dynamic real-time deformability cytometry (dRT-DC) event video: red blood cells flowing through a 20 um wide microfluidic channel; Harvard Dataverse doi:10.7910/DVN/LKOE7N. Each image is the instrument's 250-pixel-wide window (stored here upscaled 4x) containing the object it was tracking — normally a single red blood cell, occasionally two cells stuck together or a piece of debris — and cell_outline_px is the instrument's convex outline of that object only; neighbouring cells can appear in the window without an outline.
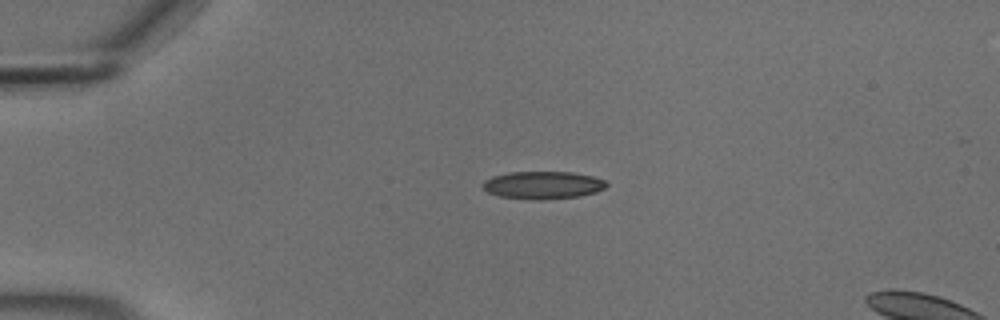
{"species": "common noctule bat (a hibernating species)", "species_latin": "Nyctalus noctula", "temperature_condition": "cold", "stored_images_in_passage": 53, "segment_of_instrument_passage": [1, 2], "camera_frame_rate_fps": 3000, "um_per_image_px": 0.085, "animal": {"sex": "male", "body_mass_g": 18.8}, "frame": {"image": 1, "passage_image": 10, "time_ms": 3.0, "image_size_px": [1000, 320], "cell_outline_px": [[608, 184], [604, 188], [596, 192], [580, 196], [544, 200], [532, 200], [500, 196], [488, 192], [480, 184], [484, 180], [492, 176], [508, 172], [572, 172], [592, 176], [604, 180]], "centroid_in_image_um": [46.12, 15.73], "position_along_channel_um": 38.9, "area_um2": 20.06}}
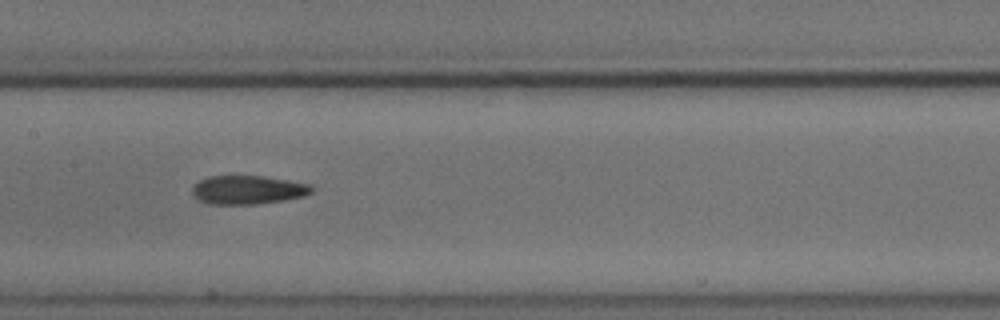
{"frame": {"image": 2, "passage_image": 25, "time_ms": 8.0, "image_size_px": [1000, 320], "cell_outline_px": [[316, 188], [312, 192], [304, 196], [284, 200], [256, 204], [208, 204], [200, 200], [192, 192], [192, 188], [200, 180], [208, 176], [264, 176], [312, 184]], "centroid_in_image_um": [21.13, 16.13], "position_along_channel_um": 186.3, "area_um2": 20.0}}
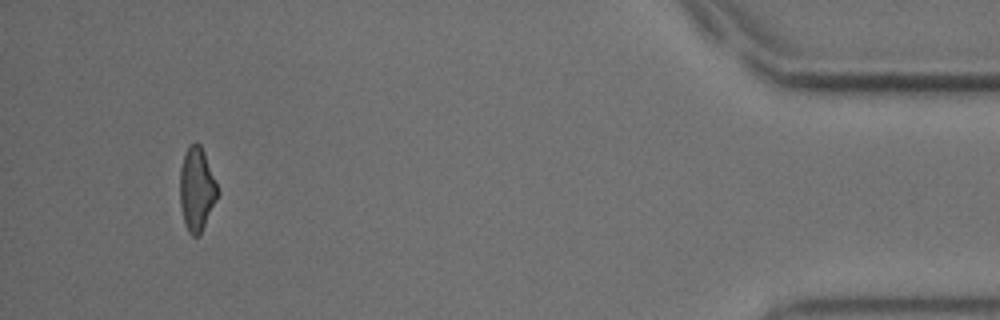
{"frame": {"image": 3, "passage_image": 49, "time_ms": 16.0, "image_size_px": [1000, 320], "cell_outline_px": [[220, 192], [200, 236], [192, 236], [188, 232], [184, 220], [180, 204], [180, 168], [184, 156], [188, 148], [196, 140], [200, 144], [204, 152]], "centroid_in_image_um": [16.73, 16.1], "position_along_channel_um": 418.5, "area_um2": 18.32}}